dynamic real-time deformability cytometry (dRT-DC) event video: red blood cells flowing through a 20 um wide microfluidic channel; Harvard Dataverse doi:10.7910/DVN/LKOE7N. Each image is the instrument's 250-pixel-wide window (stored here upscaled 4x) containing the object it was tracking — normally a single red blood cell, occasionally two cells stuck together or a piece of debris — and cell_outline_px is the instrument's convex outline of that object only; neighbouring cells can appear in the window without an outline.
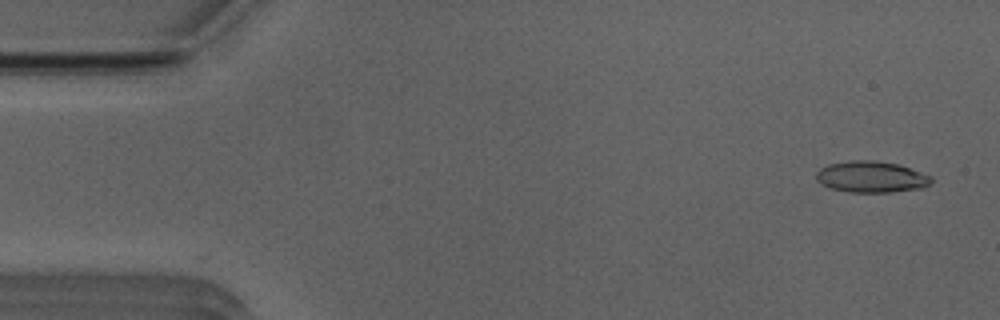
{"species": "Egyptian fruit bat (a non-hibernating species)", "species_latin": "Rousettus aegyptiacus", "temperature_condition": "room temperature", "stored_images_in_passage": 51, "camera_frame_rate_fps": 3000, "um_per_image_px": 0.085, "animal": {"sex": "male"}, "frame": {"image": 1, "passage_image": 2, "time_ms": 0.333, "image_size_px": [1000, 320], "cell_outline_px": [[932, 180], [924, 188], [888, 192], [848, 192], [832, 188], [816, 180], [816, 172], [820, 168], [828, 164], [848, 160], [872, 160], [896, 164], [932, 176]], "centroid_in_image_um": [74.04, 15.03], "position_along_channel_um": 11.0, "area_um2": 20.81}}
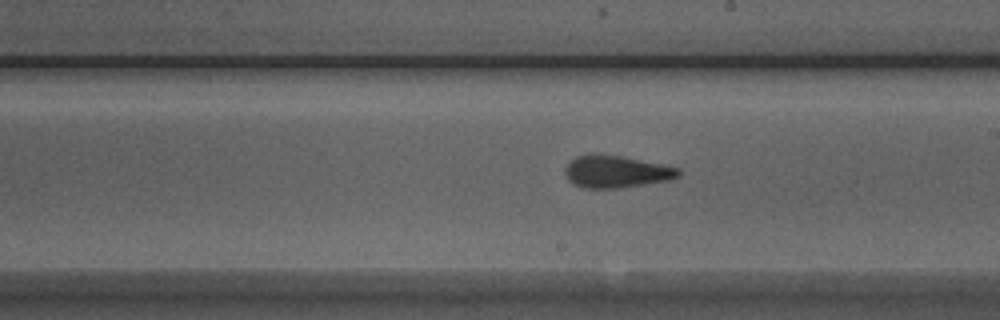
{"frame": {"image": 2, "passage_image": 28, "time_ms": 9.0, "image_size_px": [1000, 320], "cell_outline_px": [[680, 176], [672, 180], [616, 188], [584, 188], [572, 184], [568, 180], [564, 172], [564, 168], [576, 156], [588, 152], [600, 152], [680, 168]], "centroid_in_image_um": [52.33, 14.57], "position_along_channel_um": 236.7, "area_um2": 21.62}}
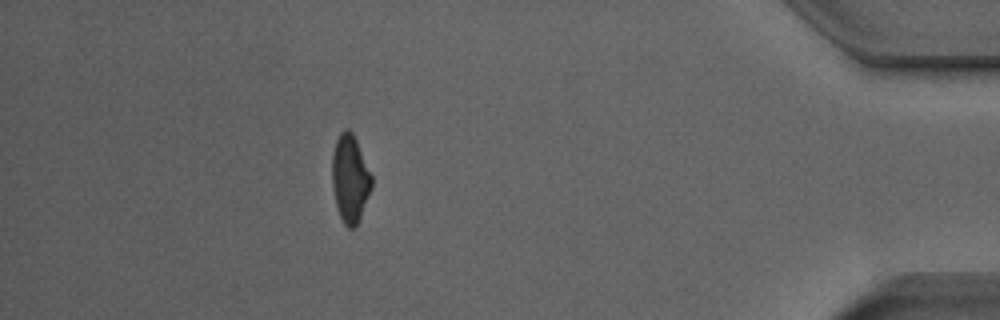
{"frame": {"image": 3, "passage_image": 45, "time_ms": 14.667, "image_size_px": [1000, 320], "cell_outline_px": [[372, 188], [356, 228], [348, 228], [344, 224], [336, 208], [332, 188], [332, 156], [336, 140], [340, 132], [344, 128], [348, 128], [352, 132], [356, 140], [372, 176]], "centroid_in_image_um": [29.74, 15.2], "position_along_channel_um": 405.5, "area_um2": 20.35}, "authors_computed_cell_mechanics": {"area_um2": 20.808, "velocity_mm_per_s": 3.9443, "shape_relaxation_time_tau1_ms": 5.7367, "shape_relaxation_time_tau2_ms": 1.9017, "deformation_change_tau1": 0.1523, "deformation_change_tau2": 0.1024}}